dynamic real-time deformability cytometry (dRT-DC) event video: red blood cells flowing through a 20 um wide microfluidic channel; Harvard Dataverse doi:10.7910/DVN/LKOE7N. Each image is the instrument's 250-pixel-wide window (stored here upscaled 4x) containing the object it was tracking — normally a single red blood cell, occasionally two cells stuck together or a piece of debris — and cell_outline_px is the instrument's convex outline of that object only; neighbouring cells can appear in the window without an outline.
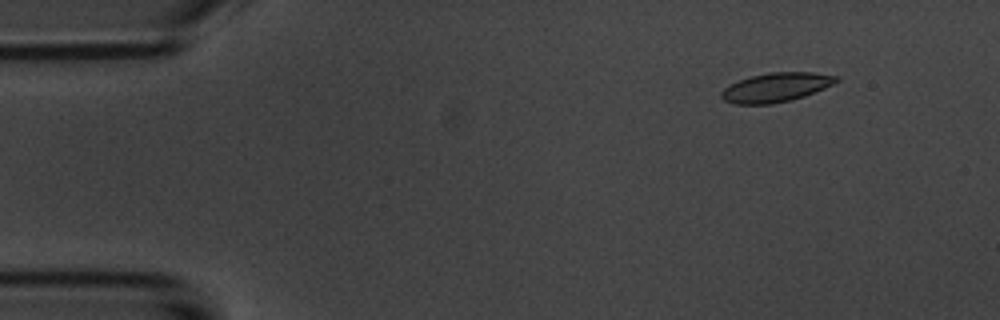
{"species": "common noctule bat (a hibernating species)", "species_latin": "Nyctalus noctula", "temperature_condition": "room temperature", "stored_images_in_passage": 7, "camera_frame_rate_fps": 3000, "um_per_image_px": 0.085, "animal": {"sex": "male", "body_mass_g": 20.1, "forearm_length_mm": 53.5}, "frame": {"image": 1, "passage_image": 2, "time_ms": 1.333, "image_size_px": [1000, 320], "cell_outline_px": [[840, 80], [824, 88], [804, 96], [792, 100], [772, 104], [736, 104], [724, 100], [720, 96], [720, 92], [728, 84], [752, 76], [768, 72], [812, 72], [836, 76]], "centroid_in_image_um": [65.93, 7.43], "position_along_channel_um": 19.1, "area_um2": 19.48}}
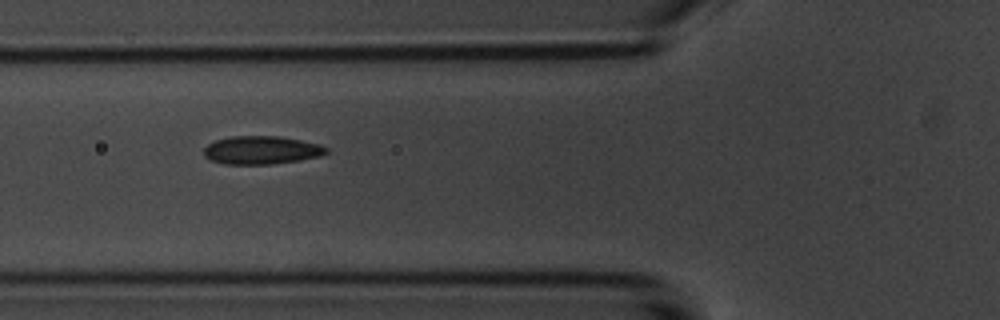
{"frame": {"image": 2, "passage_image": 6, "time_ms": 6.0, "image_size_px": [1000, 320], "cell_outline_px": [[328, 152], [320, 156], [300, 160], [272, 164], [224, 164], [212, 160], [204, 156], [204, 148], [208, 144], [216, 140], [232, 136], [280, 136], [320, 144], [328, 148]], "centroid_in_image_um": [22.24, 12.76], "position_along_channel_um": 103.6, "area_um2": 20.11}}
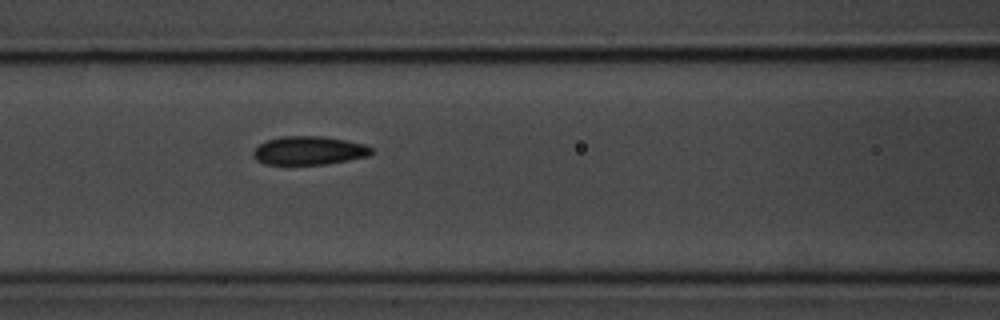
{"frame": {"image": 3, "passage_image": 7, "time_ms": 7.0, "image_size_px": [1000, 320], "cell_outline_px": [[372, 152], [368, 156], [348, 160], [324, 164], [264, 164], [256, 160], [252, 156], [252, 152], [260, 144], [268, 140], [280, 136], [324, 136], [364, 144], [372, 148]], "centroid_in_image_um": [26.24, 12.79], "position_along_channel_um": 140.4, "area_um2": 19.54}}